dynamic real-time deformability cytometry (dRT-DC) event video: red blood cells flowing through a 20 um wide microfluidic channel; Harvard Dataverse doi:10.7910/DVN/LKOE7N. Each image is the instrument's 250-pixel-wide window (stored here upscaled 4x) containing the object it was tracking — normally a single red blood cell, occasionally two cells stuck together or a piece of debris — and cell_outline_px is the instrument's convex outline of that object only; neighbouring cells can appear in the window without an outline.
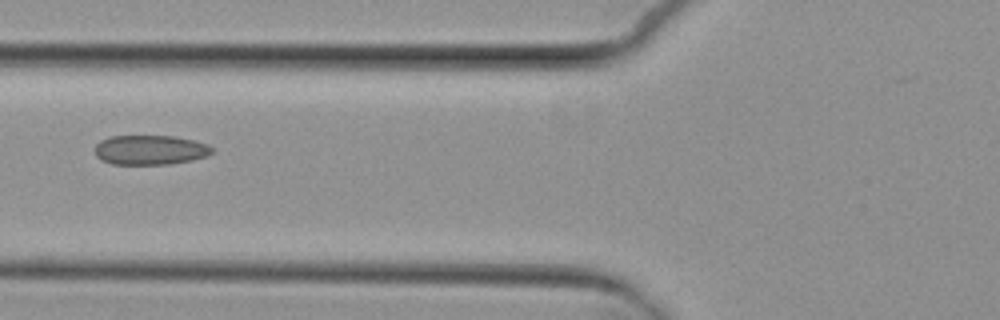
{"species": "common noctule bat (a hibernating species)", "species_latin": "Nyctalus noctula", "temperature_condition": "cold", "stored_images_in_passage": 9, "camera_frame_rate_fps": 3000, "um_per_image_px": 0.085, "animal": {"sex": "female", "body_mass_g": 29.2, "forearm_length_mm": 56.3}, "frame": {"image": 1, "passage_image": 6, "time_ms": 7.0, "image_size_px": [1000, 320], "cell_outline_px": [[212, 152], [208, 156], [192, 160], [168, 164], [112, 164], [100, 160], [96, 156], [96, 144], [100, 140], [112, 136], [172, 136], [192, 140], [208, 144], [212, 148]], "centroid_in_image_um": [12.75, 12.75], "position_along_channel_um": 113.0, "area_um2": 20.17}}
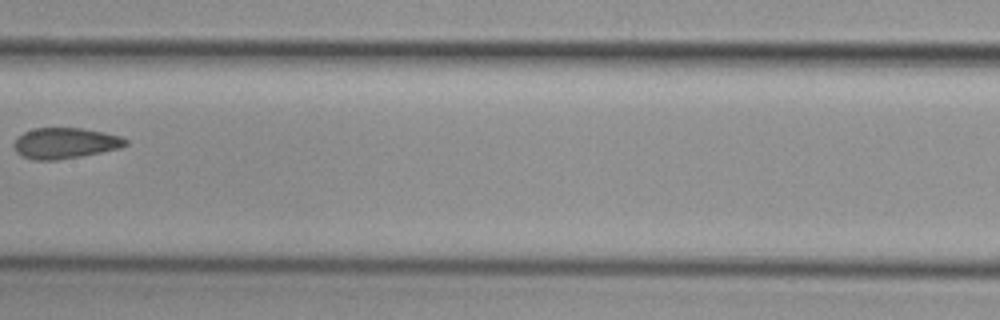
{"frame": {"image": 2, "passage_image": 8, "time_ms": 9.333, "image_size_px": [1000, 320], "cell_outline_px": [[128, 144], [120, 148], [80, 156], [56, 160], [32, 160], [16, 152], [16, 140], [24, 132], [32, 128], [80, 128], [104, 132], [120, 136], [128, 140]], "centroid_in_image_um": [5.57, 12.16], "position_along_channel_um": 201.8, "area_um2": 19.77}}
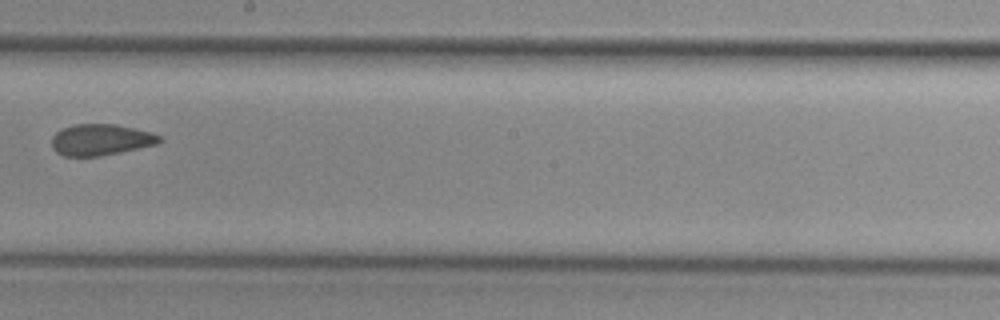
{"frame": {"image": 3, "passage_image": 9, "time_ms": 10.333, "image_size_px": [1000, 320], "cell_outline_px": [[164, 140], [156, 144], [120, 152], [100, 156], [64, 156], [56, 152], [52, 148], [52, 136], [56, 132], [72, 124], [116, 124], [152, 132], [160, 136]], "centroid_in_image_um": [8.56, 11.87], "position_along_channel_um": 239.6, "area_um2": 19.65}}